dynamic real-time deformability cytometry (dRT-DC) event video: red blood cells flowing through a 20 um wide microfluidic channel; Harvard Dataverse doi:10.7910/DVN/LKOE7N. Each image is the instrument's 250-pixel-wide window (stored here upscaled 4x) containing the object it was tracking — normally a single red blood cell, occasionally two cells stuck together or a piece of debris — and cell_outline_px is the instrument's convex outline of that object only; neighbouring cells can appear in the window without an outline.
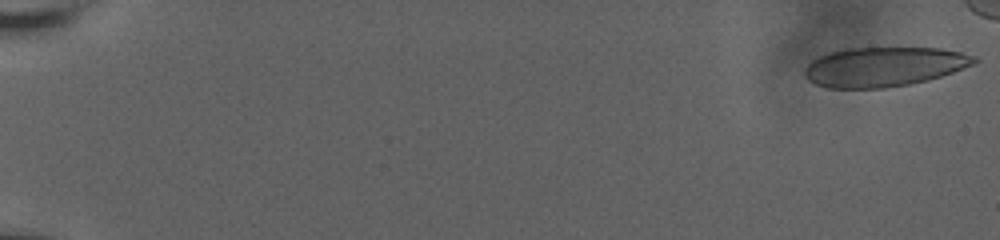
{"species": "human", "species_latin": "Homo sapiens", "temperature_condition": "room temperature", "stored_images_in_passage": 58, "camera_frame_rate_fps": 3000, "um_per_image_px": 0.085, "donor": {"sex": "male"}, "frame": {"image": 1, "passage_image": 1, "time_ms": 0.0, "image_size_px": [1000, 240], "cell_outline_px": [[980, 60], [972, 64], [952, 72], [928, 80], [908, 84], [884, 88], [828, 88], [816, 84], [808, 80], [804, 76], [804, 68], [812, 60], [820, 56], [832, 52], [848, 48], [940, 48], [960, 52], [976, 56]], "centroid_in_image_um": [75.12, 5.67], "position_along_channel_um": 9.9, "area_um2": 38.84}}
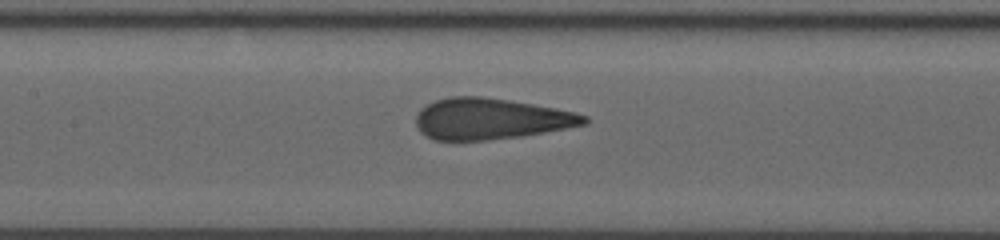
{"frame": {"image": 2, "passage_image": 38, "time_ms": 10.0, "image_size_px": [1000, 240], "cell_outline_px": [[588, 120], [584, 124], [524, 136], [488, 140], [436, 140], [420, 132], [416, 124], [416, 116], [420, 108], [436, 100], [452, 96], [480, 96], [508, 100], [532, 104], [572, 112], [588, 116]], "centroid_in_image_um": [41.66, 10.1], "position_along_channel_um": 165.7, "area_um2": 39.88}}
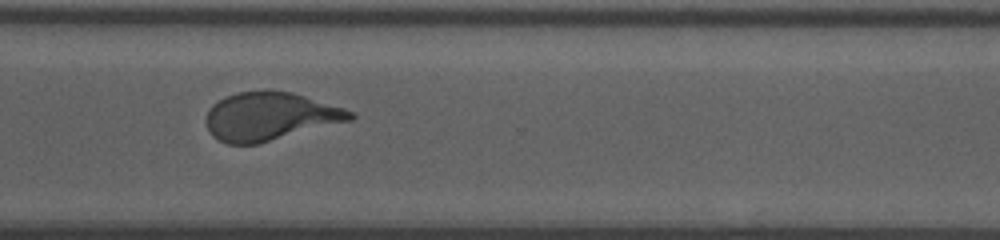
{"frame": {"image": 3, "passage_image": 57, "time_ms": 15.0, "image_size_px": [1000, 240], "cell_outline_px": [[356, 116], [352, 120], [260, 144], [228, 144], [212, 136], [204, 120], [212, 104], [236, 92], [292, 92], [352, 112]], "centroid_in_image_um": [22.91, 9.93], "position_along_channel_um": 347.7, "area_um2": 39.82}}